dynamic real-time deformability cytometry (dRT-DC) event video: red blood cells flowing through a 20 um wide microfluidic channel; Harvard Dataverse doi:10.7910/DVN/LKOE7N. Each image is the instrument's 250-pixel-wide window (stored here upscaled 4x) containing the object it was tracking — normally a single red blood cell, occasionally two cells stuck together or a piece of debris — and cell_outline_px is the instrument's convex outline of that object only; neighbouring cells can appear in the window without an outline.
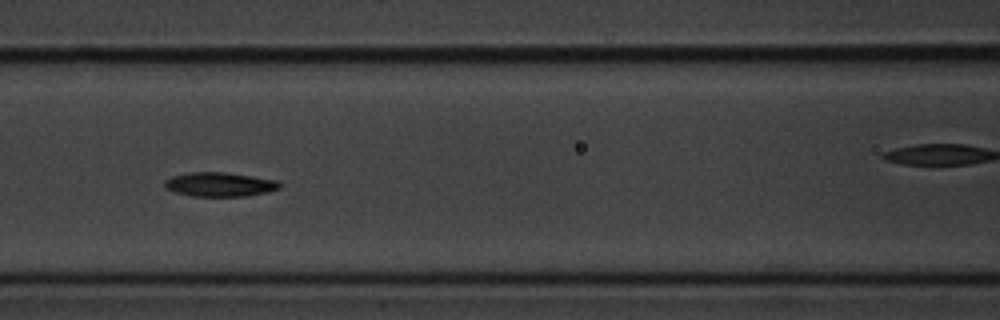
{"species": "common noctule bat (a hibernating species)", "species_latin": "Nyctalus noctula", "temperature_condition": "cold", "stored_images_in_passage": 16, "camera_frame_rate_fps": 3000, "um_per_image_px": 0.085, "animal": {"sex": "male", "body_mass_g": 20.1, "forearm_length_mm": 53.5}, "frame": {"image": 1, "passage_image": 7, "time_ms": 2.0, "image_size_px": [1000, 320], "cell_outline_px": [[280, 188], [268, 192], [248, 196], [192, 196], [176, 192], [164, 188], [164, 180], [172, 176], [188, 172], [224, 172], [252, 176], [276, 180], [280, 184]], "centroid_in_image_um": [18.65, 15.67], "position_along_channel_um": 148.0, "area_um2": 16.24}}
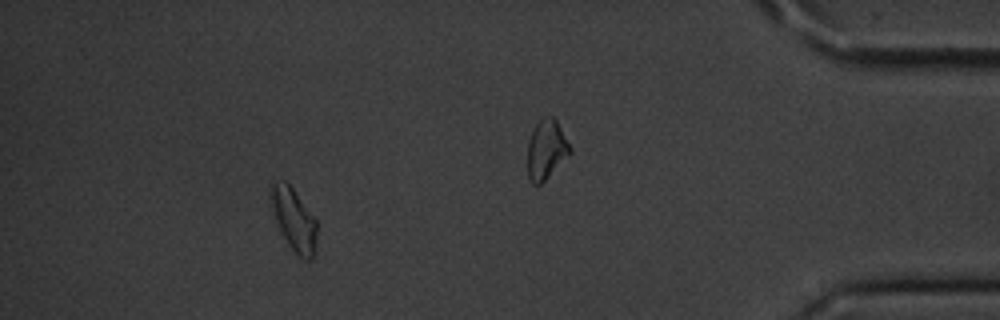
{"frame": {"image": 2, "passage_image": 14, "time_ms": 4.333, "image_size_px": [1000, 320], "cell_outline_px": [[316, 248], [312, 260], [308, 260], [300, 256], [288, 244], [276, 220], [268, 196], [268, 188], [276, 180], [284, 180], [292, 188], [316, 220]], "centroid_in_image_um": [24.95, 18.62], "position_along_channel_um": 410.2, "area_um2": 16.53}}